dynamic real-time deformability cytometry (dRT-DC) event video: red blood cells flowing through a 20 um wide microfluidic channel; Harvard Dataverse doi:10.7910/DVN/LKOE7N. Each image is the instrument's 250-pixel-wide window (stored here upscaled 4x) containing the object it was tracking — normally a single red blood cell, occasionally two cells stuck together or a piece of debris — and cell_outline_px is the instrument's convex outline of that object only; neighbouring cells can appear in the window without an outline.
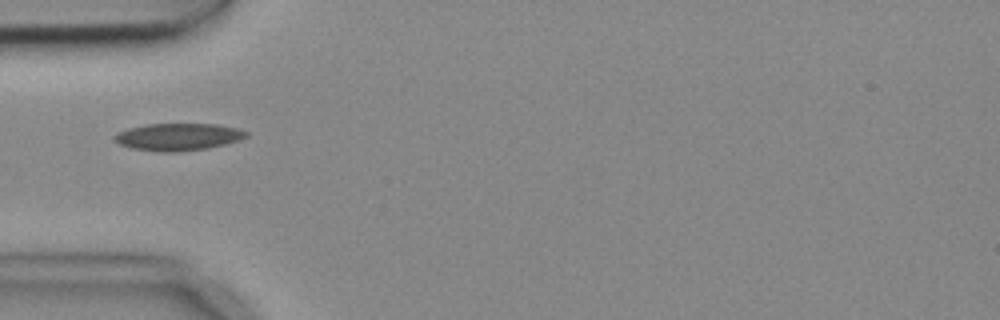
{"species": "common noctule bat (a hibernating species)", "species_latin": "Nyctalus noctula", "temperature_condition": "cold", "stored_images_in_passage": 2, "camera_frame_rate_fps": 3000, "um_per_image_px": 0.085, "animal": {"sex": "female", "body_mass_g": 18.4}, "frame": {"image": 1, "passage_image": 1, "time_ms": 0.0, "image_size_px": [1000, 320], "cell_outline_px": [[248, 136], [240, 140], [208, 148], [176, 152], [160, 152], [132, 148], [120, 144], [112, 140], [112, 136], [116, 132], [128, 128], [148, 124], [216, 124], [240, 128], [248, 132]], "centroid_in_image_um": [15.13, 11.63], "position_along_channel_um": 69.9, "area_um2": 21.1}}